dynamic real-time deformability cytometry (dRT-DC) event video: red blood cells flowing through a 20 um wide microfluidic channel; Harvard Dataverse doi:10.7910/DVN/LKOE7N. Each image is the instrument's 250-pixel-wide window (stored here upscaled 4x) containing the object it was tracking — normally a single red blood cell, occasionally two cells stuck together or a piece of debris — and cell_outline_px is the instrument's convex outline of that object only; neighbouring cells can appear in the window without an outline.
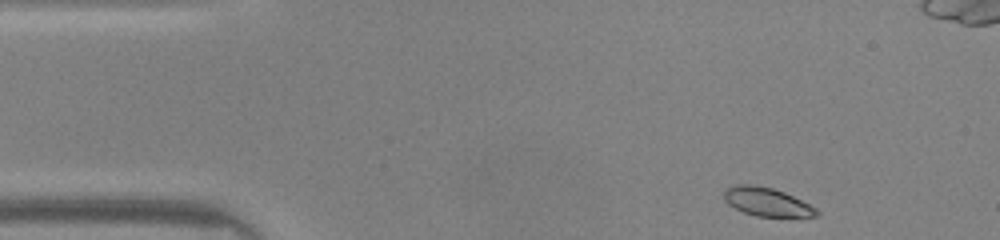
{"species": "common noctule bat (a hibernating species)", "species_latin": "Nyctalus noctula", "temperature_condition": "warm", "stored_images_in_passage": 45, "camera_frame_rate_fps": 3000, "um_per_image_px": 0.085, "animal": {"sex": "male", "body_mass_g": 20.0, "forearm_length_mm": 53.3}, "frame": {"image": 1, "passage_image": 1, "time_ms": 0.0, "image_size_px": [1000, 240], "cell_outline_px": [[820, 216], [756, 216], [744, 212], [728, 204], [724, 200], [724, 188], [736, 184], [756, 184], [772, 188], [784, 192], [816, 208], [820, 212]], "centroid_in_image_um": [65.15, 17.14], "position_along_channel_um": 19.9, "area_um2": 15.32}}
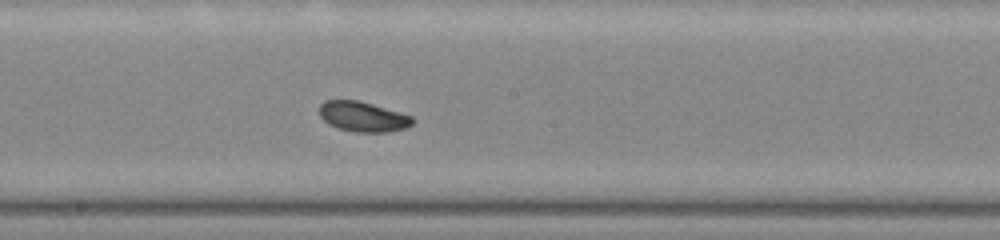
{"frame": {"image": 2, "passage_image": 21, "time_ms": 6.667, "image_size_px": [1000, 240], "cell_outline_px": [[412, 124], [404, 128], [388, 132], [356, 132], [340, 128], [328, 124], [320, 116], [320, 104], [324, 100], [356, 100], [372, 104], [412, 116]], "centroid_in_image_um": [30.82, 9.91], "position_along_channel_um": 217.4, "area_um2": 16.07}}
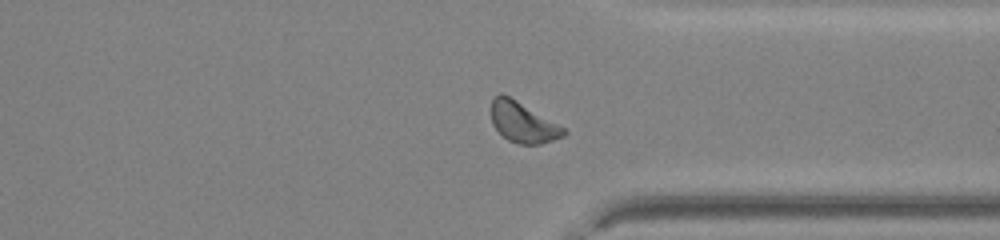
{"frame": {"image": 3, "passage_image": 32, "time_ms": 10.333, "image_size_px": [1000, 240], "cell_outline_px": [[568, 132], [564, 136], [540, 144], [520, 144], [508, 140], [492, 124], [492, 96], [500, 92], [516, 100], [564, 128]], "centroid_in_image_um": [44.42, 10.39], "position_along_channel_um": 367.0, "area_um2": 16.7}, "authors_computed_cell_mechanics": {"area_um2": 16.7042, "velocity_mm_per_s": 4.131, "shape_relaxation_time_tau1_ms": 4.2149, "shape_relaxation_time_tau2_ms": 3.2898, "deformation_change_tau1": 0.1157, "deformation_change_tau2": 0.0686}}